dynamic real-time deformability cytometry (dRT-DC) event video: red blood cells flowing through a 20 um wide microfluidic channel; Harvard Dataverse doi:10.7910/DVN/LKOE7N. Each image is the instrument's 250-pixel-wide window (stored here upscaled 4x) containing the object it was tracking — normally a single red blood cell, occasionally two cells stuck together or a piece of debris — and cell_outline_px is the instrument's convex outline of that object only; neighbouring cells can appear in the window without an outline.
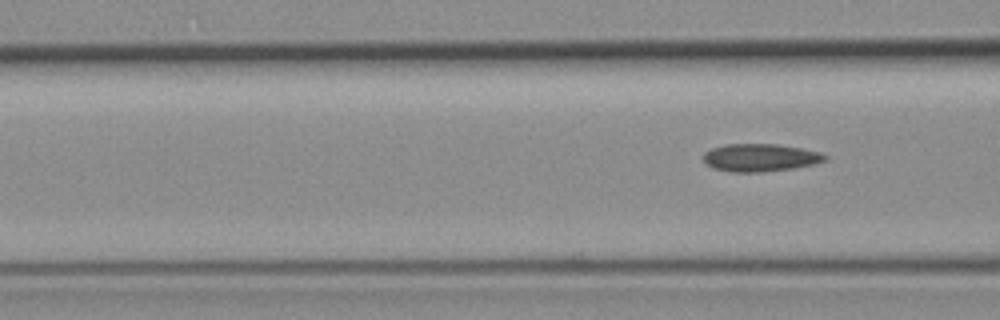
{"species": "common noctule bat (a hibernating species)", "species_latin": "Nyctalus noctula", "temperature_condition": "room temperature", "stored_images_in_passage": 6, "camera_frame_rate_fps": 3000, "um_per_image_px": 0.085, "animal": {"sex": "female", "body_mass_g": 19.3, "forearm_length_mm": 54.1}, "frame": {"image": 1, "passage_image": 6, "time_ms": 7.333, "image_size_px": [1000, 320], "cell_outline_px": [[828, 160], [812, 164], [792, 168], [760, 172], [732, 172], [712, 168], [704, 160], [704, 152], [712, 148], [728, 144], [776, 144], [800, 148], [820, 152], [828, 156]], "centroid_in_image_um": [64.62, 13.39], "position_along_channel_um": 102.0, "area_um2": 19.48}}